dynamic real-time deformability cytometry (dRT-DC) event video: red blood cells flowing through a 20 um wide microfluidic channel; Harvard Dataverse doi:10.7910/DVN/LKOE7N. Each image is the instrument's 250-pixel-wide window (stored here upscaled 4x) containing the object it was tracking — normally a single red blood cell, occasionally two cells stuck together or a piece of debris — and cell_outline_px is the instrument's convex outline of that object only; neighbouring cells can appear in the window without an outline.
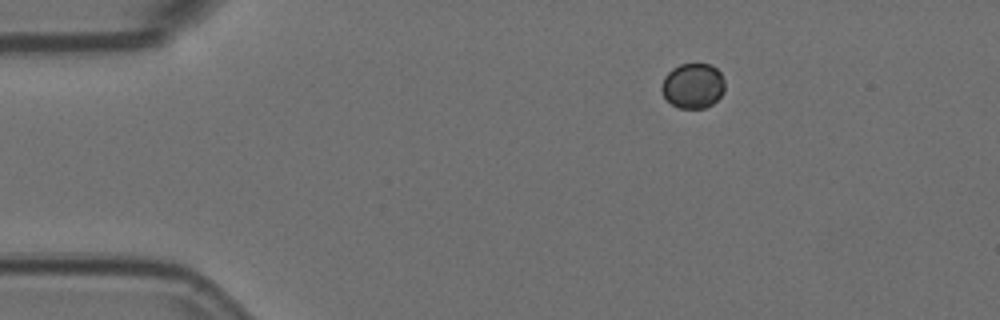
{"species": "Egyptian fruit bat (a non-hibernating species)", "species_latin": "Rousettus aegyptiacus", "temperature_condition": "room temperature", "stored_images_in_passage": 49, "camera_frame_rate_fps": 3000, "um_per_image_px": 0.085, "animal": {"sex": "female"}, "frame": {"image": 1, "passage_image": 1, "time_ms": 0.0, "image_size_px": [1000, 320], "cell_outline_px": [[724, 92], [712, 104], [704, 108], [680, 108], [672, 104], [664, 96], [660, 88], [660, 84], [664, 76], [672, 68], [680, 64], [712, 64], [720, 72], [724, 80]], "centroid_in_image_um": [58.89, 7.28], "position_along_channel_um": 26.1, "area_um2": 16.7}}
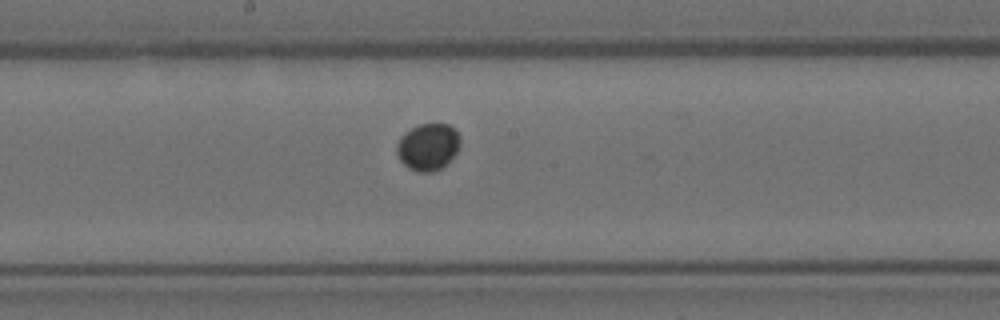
{"frame": {"image": 2, "passage_image": 22, "time_ms": 7.0, "image_size_px": [1000, 320], "cell_outline_px": [[460, 144], [456, 152], [440, 168], [432, 172], [416, 172], [408, 168], [400, 160], [396, 152], [396, 144], [400, 136], [404, 132], [420, 124], [448, 124], [456, 128], [460, 136]], "centroid_in_image_um": [36.36, 12.46], "position_along_channel_um": 211.8, "area_um2": 17.4}}
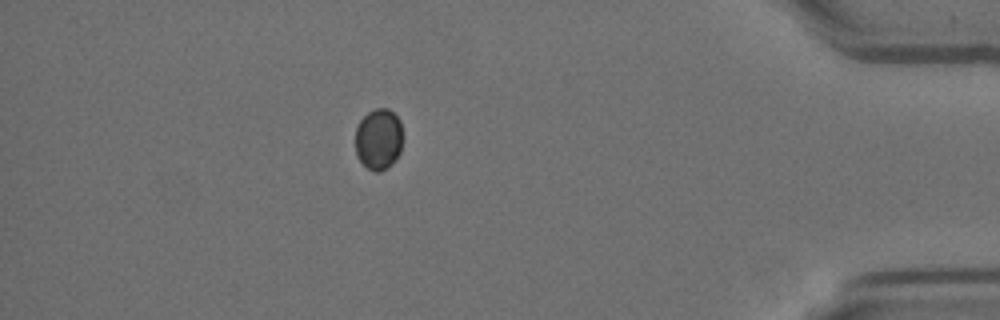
{"frame": {"image": 3, "passage_image": 42, "time_ms": 13.667, "image_size_px": [1000, 320], "cell_outline_px": [[400, 152], [396, 160], [392, 164], [380, 172], [376, 172], [368, 168], [356, 156], [356, 124], [368, 112], [376, 108], [388, 108], [400, 120]], "centroid_in_image_um": [32.15, 11.83], "position_along_channel_um": 403.0, "area_um2": 16.76}}